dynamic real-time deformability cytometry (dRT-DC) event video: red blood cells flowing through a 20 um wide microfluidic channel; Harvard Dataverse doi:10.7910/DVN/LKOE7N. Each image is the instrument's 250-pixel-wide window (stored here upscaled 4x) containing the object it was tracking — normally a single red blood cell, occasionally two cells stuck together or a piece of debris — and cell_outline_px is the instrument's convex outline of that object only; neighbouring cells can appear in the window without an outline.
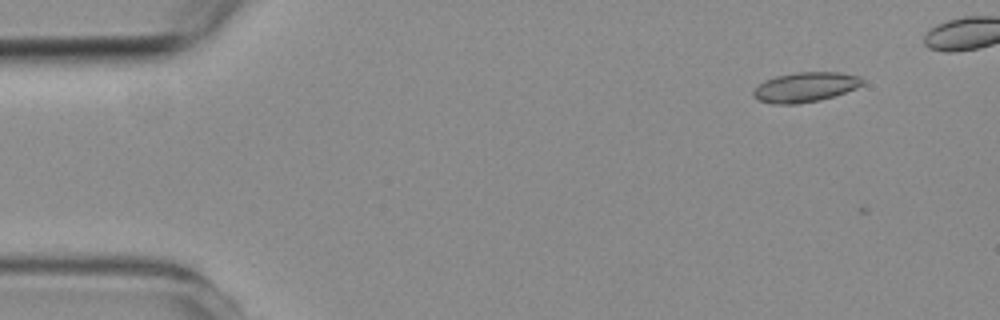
{"species": "common noctule bat (a hibernating species)", "species_latin": "Nyctalus noctula", "temperature_condition": "room temperature", "stored_images_in_passage": 5, "camera_frame_rate_fps": 3000, "um_per_image_px": 0.085, "animal": {"sex": "female", "body_mass_g": 19.3, "forearm_length_mm": 54.1}, "frame": {"image": 1, "passage_image": 1, "time_ms": 0.0, "image_size_px": [1000, 320], "cell_outline_px": [[864, 84], [856, 88], [820, 100], [796, 104], [772, 104], [760, 100], [752, 96], [752, 88], [764, 80], [776, 76], [796, 72], [840, 72], [860, 76], [864, 80]], "centroid_in_image_um": [68.41, 7.4], "position_along_channel_um": 16.6, "area_um2": 19.07}}